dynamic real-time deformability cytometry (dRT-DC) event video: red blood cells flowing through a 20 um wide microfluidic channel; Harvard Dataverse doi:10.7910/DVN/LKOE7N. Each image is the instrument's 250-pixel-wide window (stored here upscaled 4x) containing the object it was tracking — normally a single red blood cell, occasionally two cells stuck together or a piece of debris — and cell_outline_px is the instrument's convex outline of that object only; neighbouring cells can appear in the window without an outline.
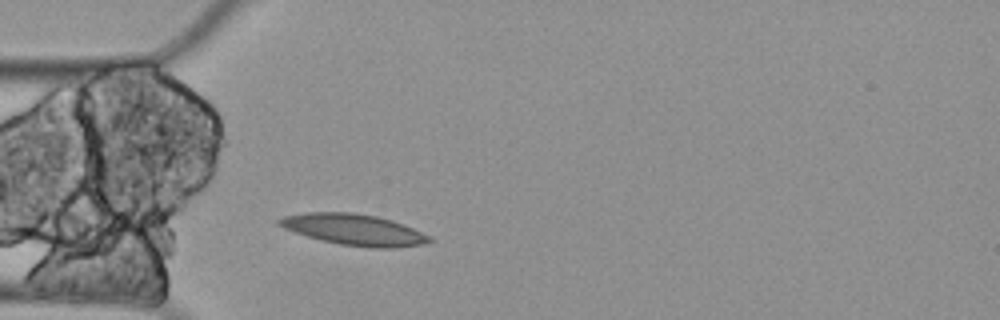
{"species": "Egyptian fruit bat (a non-hibernating species)", "species_latin": "Rousettus aegyptiacus", "temperature_condition": "cold", "stored_images_in_passage": 3, "camera_frame_rate_fps": 3000, "um_per_image_px": 0.085, "animal": {"sex": "female"}, "frame": {"image": 1, "passage_image": 3, "time_ms": 0.667, "image_size_px": [1000, 320], "cell_outline_px": [[436, 240], [420, 244], [392, 248], [368, 248], [340, 244], [320, 240], [284, 228], [276, 224], [276, 220], [284, 216], [304, 212], [352, 212], [376, 216], [392, 220], [432, 236]], "centroid_in_image_um": [30.09, 19.52], "position_along_channel_um": 54.9, "area_um2": 27.28}}